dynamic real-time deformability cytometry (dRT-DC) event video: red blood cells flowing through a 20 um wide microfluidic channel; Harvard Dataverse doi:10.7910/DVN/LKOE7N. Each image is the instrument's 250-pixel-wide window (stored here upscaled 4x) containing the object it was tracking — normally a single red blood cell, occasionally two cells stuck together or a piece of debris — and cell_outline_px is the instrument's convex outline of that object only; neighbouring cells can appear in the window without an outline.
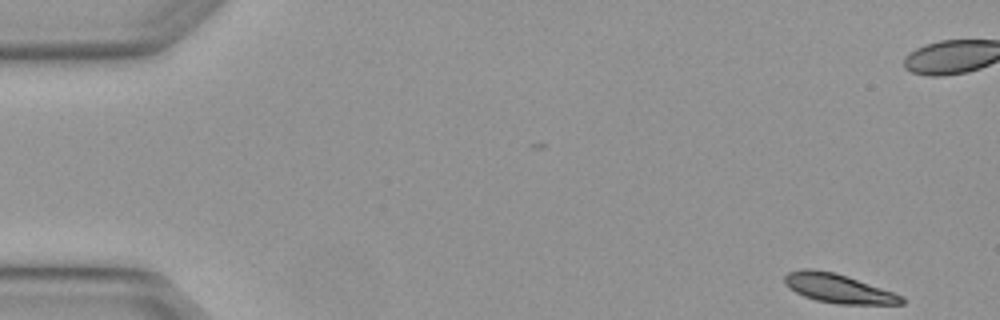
{"species": "Egyptian fruit bat (a non-hibernating species)", "species_latin": "Rousettus aegyptiacus", "temperature_condition": "warm", "stored_images_in_passage": 5, "camera_frame_rate_fps": 3000, "um_per_image_px": 0.085, "animal": {"sex": "female"}, "frame": {"image": 1, "passage_image": 1, "time_ms": 0.0, "image_size_px": [1000, 320], "cell_outline_px": [[904, 304], [840, 304], [816, 300], [804, 296], [788, 288], [784, 284], [784, 276], [788, 272], [800, 268], [812, 268], [836, 272], [848, 276], [904, 296]], "centroid_in_image_um": [71.22, 24.49], "position_along_channel_um": 13.8, "area_um2": 19.94}}